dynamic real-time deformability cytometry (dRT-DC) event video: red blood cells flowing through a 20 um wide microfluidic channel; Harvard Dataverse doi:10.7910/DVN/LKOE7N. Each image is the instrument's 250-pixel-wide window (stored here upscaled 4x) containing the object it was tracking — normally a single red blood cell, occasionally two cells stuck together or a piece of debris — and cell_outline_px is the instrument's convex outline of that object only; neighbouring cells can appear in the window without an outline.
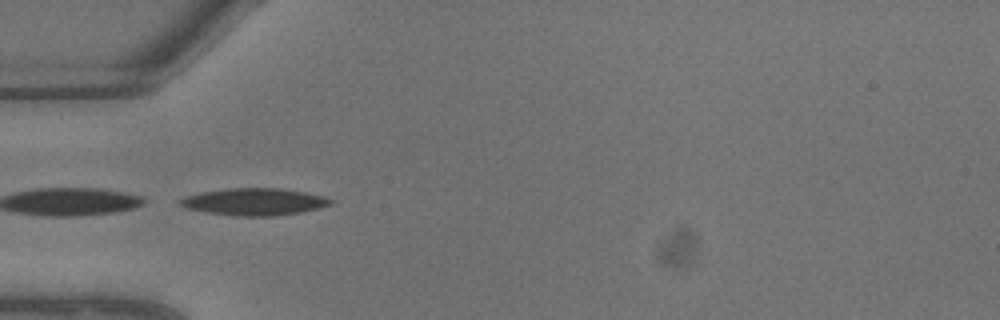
{"species": "common noctule bat (a hibernating species)", "species_latin": "Nyctalus noctula", "temperature_condition": "warm", "stored_images_in_passage": 2, "camera_frame_rate_fps": 3000, "um_per_image_px": 0.085, "animal": {"sex": "male", "body_mass_g": 13.3}, "frame": {"image": 1, "passage_image": 1, "time_ms": 0.0, "image_size_px": [1000, 320], "cell_outline_px": [[332, 204], [300, 212], [272, 216], [236, 216], [204, 212], [184, 208], [176, 204], [176, 200], [184, 196], [200, 192], [228, 188], [284, 188], [324, 196], [332, 200]], "centroid_in_image_um": [21.5, 17.14], "position_along_channel_um": 63.5, "area_um2": 23.99}}